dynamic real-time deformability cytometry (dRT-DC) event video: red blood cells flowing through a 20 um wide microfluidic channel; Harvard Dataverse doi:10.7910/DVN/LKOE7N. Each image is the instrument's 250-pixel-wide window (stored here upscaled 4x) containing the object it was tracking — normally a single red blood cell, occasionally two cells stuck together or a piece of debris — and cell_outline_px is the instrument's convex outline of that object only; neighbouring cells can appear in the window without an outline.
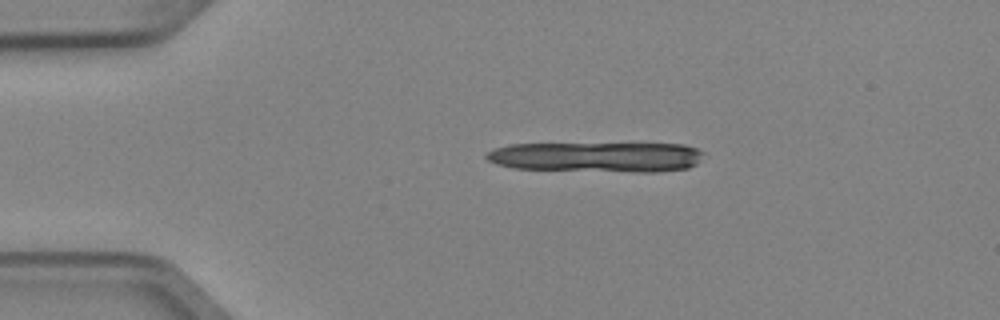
{"species": "Egyptian fruit bat (a non-hibernating species)", "species_latin": "Rousettus aegyptiacus", "temperature_condition": "cold", "stored_images_in_passage": 4, "camera_frame_rate_fps": 3000, "um_per_image_px": 0.085, "animal": {"sex": "female"}, "frame": {"image": 1, "passage_image": 2, "time_ms": 0.333, "image_size_px": [1000, 320], "cell_outline_px": [[704, 152], [696, 164], [688, 168], [656, 172], [636, 172], [512, 168], [496, 164], [488, 160], [484, 156], [488, 152], [496, 148], [512, 144], [684, 144], [696, 148]], "centroid_in_image_um": [50.75, 13.35], "position_along_channel_um": 34.3, "area_um2": 38.03}}
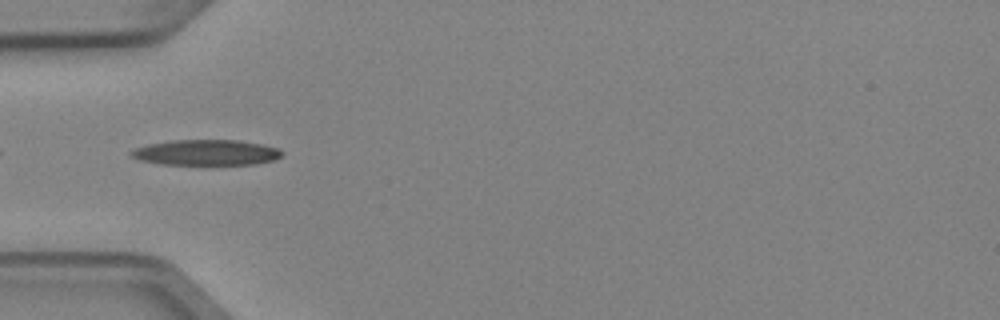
{"frame": {"image": 2, "passage_image": 4, "time_ms": 1.0, "image_size_px": [1000, 320], "cell_outline_px": [[284, 152], [280, 156], [272, 160], [256, 164], [160, 164], [140, 160], [132, 156], [128, 152], [136, 148], [148, 144], [172, 140], [236, 140], [260, 144], [280, 148]], "centroid_in_image_um": [17.52, 12.96], "position_along_channel_um": 67.5, "area_um2": 22.31}}